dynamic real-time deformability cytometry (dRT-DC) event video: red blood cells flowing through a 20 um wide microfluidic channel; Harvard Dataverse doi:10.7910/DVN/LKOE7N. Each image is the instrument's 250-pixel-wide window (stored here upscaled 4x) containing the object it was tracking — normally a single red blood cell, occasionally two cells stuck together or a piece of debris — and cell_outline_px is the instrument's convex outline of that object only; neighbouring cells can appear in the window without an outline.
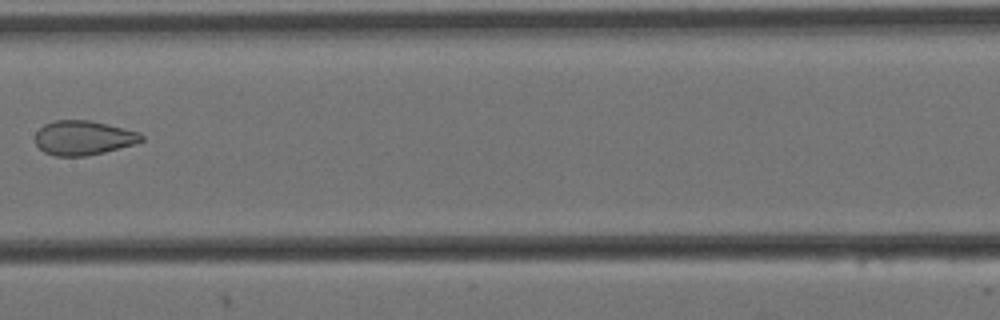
{"species": "Egyptian fruit bat (a non-hibernating species)", "species_latin": "Rousettus aegyptiacus", "temperature_condition": "cold", "stored_images_in_passage": 8, "camera_frame_rate_fps": 3000, "um_per_image_px": 0.085, "animal": {"sex": "female"}, "frame": {"image": 1, "passage_image": 8, "time_ms": 2.333, "image_size_px": [1000, 320], "cell_outline_px": [[144, 140], [136, 144], [104, 152], [84, 156], [56, 156], [44, 152], [36, 144], [36, 132], [44, 124], [56, 120], [88, 120], [140, 132], [144, 136]], "centroid_in_image_um": [7.1, 11.72], "position_along_channel_um": 200.3, "area_um2": 21.21}}